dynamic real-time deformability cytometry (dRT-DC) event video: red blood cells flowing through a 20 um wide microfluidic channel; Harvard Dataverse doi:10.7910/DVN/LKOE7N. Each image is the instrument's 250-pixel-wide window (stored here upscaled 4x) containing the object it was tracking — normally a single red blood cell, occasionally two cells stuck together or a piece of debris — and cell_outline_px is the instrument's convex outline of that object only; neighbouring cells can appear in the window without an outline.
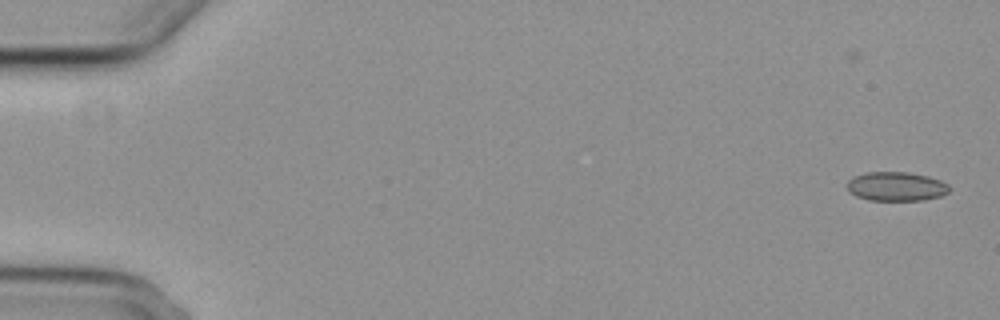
{"species": "common noctule bat (a hibernating species)", "species_latin": "Nyctalus noctula", "temperature_condition": "cold", "stored_images_in_passage": 8, "camera_frame_rate_fps": 3000, "um_per_image_px": 0.085, "animal": {"sex": "female", "body_mass_g": 29.2, "forearm_length_mm": 56.3}, "frame": {"image": 1, "passage_image": 1, "time_ms": 0.0, "image_size_px": [1000, 320], "cell_outline_px": [[948, 192], [940, 196], [924, 200], [868, 200], [856, 196], [848, 192], [844, 184], [852, 176], [864, 172], [908, 172], [928, 176], [940, 180], [948, 184]], "centroid_in_image_um": [76.1, 15.84], "position_along_channel_um": 8.9, "area_um2": 17.57}}